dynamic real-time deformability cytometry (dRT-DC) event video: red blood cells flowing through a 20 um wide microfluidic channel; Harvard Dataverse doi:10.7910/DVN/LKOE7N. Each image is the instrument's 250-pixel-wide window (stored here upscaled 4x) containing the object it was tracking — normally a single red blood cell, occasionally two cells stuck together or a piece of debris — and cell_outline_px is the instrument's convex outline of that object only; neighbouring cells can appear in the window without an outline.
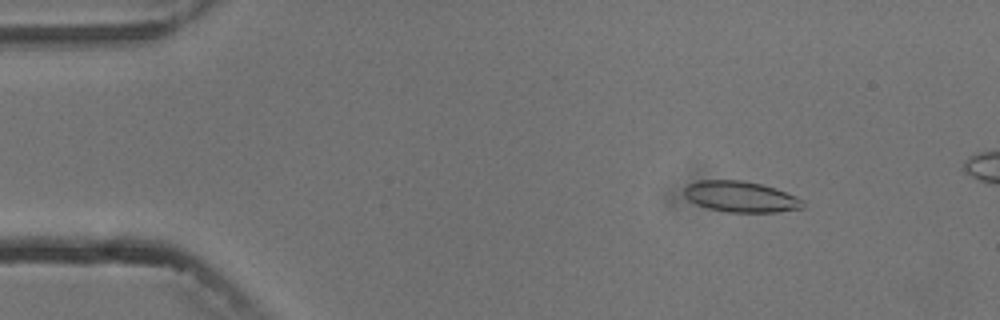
{"species": "common noctule bat (a hibernating species)", "species_latin": "Nyctalus noctula", "temperature_condition": "cold", "stored_images_in_passage": 5, "camera_frame_rate_fps": 3000, "um_per_image_px": 0.085, "animal": {"sex": "male", "body_mass_g": 13.3}, "frame": {"image": 1, "passage_image": 3, "time_ms": 2.0, "image_size_px": [1000, 320], "cell_outline_px": [[804, 208], [776, 212], [728, 212], [708, 208], [696, 204], [688, 200], [684, 196], [684, 188], [688, 184], [700, 180], [744, 180], [776, 188], [796, 196], [804, 200]], "centroid_in_image_um": [62.96, 16.72], "position_along_channel_um": 22.0, "area_um2": 21.5}}